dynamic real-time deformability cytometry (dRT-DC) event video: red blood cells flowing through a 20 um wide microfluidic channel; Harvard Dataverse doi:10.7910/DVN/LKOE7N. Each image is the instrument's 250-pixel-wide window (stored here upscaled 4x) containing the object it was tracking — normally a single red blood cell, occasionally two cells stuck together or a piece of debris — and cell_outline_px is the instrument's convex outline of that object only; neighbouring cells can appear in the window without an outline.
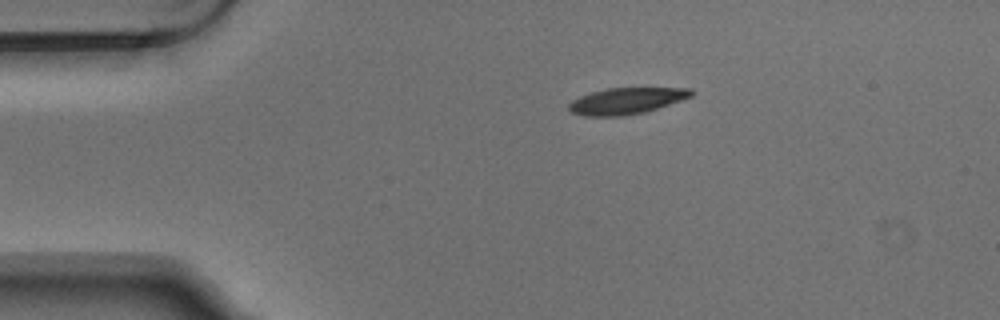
{"species": "Egyptian fruit bat (a non-hibernating species)", "species_latin": "Rousettus aegyptiacus", "temperature_condition": "warm", "stored_images_in_passage": 5, "camera_frame_rate_fps": 3000, "um_per_image_px": 0.085, "animal": {"sex": "male"}, "frame": {"image": 1, "passage_image": 5, "time_ms": 1.333, "image_size_px": [1000, 320], "cell_outline_px": [[696, 92], [692, 96], [644, 112], [624, 116], [584, 116], [572, 112], [568, 108], [568, 104], [572, 100], [580, 96], [592, 92], [608, 88], [692, 88]], "centroid_in_image_um": [53.24, 8.57], "position_along_channel_um": 31.8, "area_um2": 18.67}}